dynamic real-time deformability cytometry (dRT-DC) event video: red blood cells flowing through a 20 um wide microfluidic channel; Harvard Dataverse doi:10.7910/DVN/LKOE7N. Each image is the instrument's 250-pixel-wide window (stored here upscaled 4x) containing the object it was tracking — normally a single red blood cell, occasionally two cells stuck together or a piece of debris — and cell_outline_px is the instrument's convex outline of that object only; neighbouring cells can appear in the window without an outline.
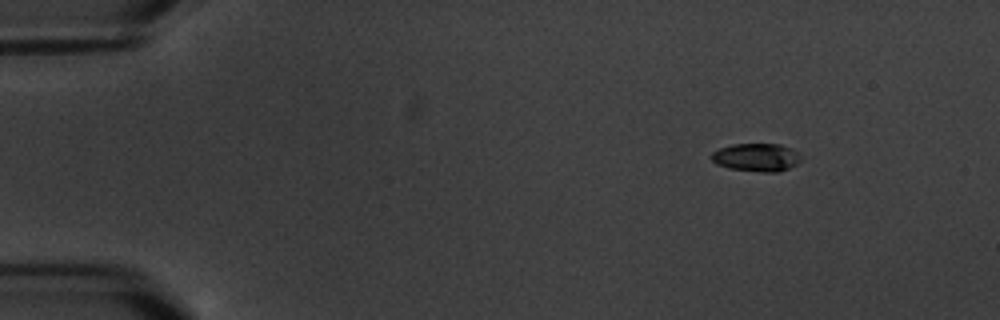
{"species": "common noctule bat (a hibernating species)", "species_latin": "Nyctalus noctula", "temperature_condition": "warm", "stored_images_in_passage": 4, "camera_frame_rate_fps": 3000, "um_per_image_px": 0.085, "animal": {"sex": "male", "body_mass_g": 20.1, "forearm_length_mm": 53.5}, "frame": {"image": 1, "passage_image": 1, "time_ms": 0.0, "image_size_px": [1000, 320], "cell_outline_px": [[800, 160], [796, 164], [780, 172], [760, 172], [728, 168], [716, 164], [712, 160], [712, 152], [720, 148], [732, 144], [780, 144], [796, 152]], "centroid_in_image_um": [64.25, 13.38], "position_along_channel_um": 20.7, "area_um2": 14.45}}
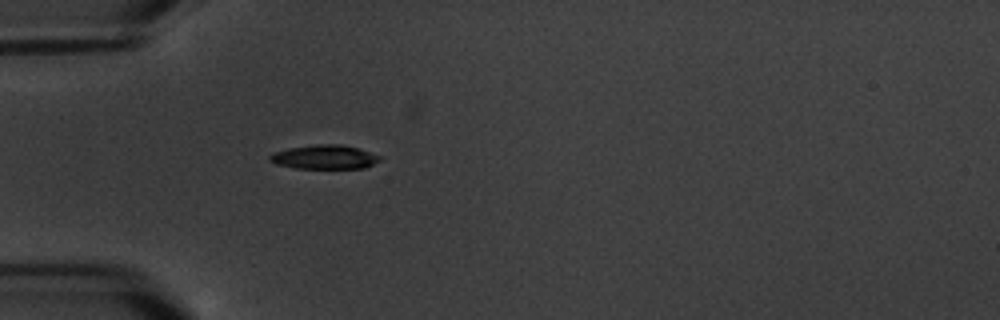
{"frame": {"image": 2, "passage_image": 4, "time_ms": 3.667, "image_size_px": [1000, 320], "cell_outline_px": [[384, 156], [380, 160], [364, 168], [296, 168], [276, 164], [268, 160], [268, 156], [272, 152], [288, 148], [316, 144], [340, 144], [356, 148]], "centroid_in_image_um": [27.56, 13.34], "position_along_channel_um": 57.4, "area_um2": 15.49}}